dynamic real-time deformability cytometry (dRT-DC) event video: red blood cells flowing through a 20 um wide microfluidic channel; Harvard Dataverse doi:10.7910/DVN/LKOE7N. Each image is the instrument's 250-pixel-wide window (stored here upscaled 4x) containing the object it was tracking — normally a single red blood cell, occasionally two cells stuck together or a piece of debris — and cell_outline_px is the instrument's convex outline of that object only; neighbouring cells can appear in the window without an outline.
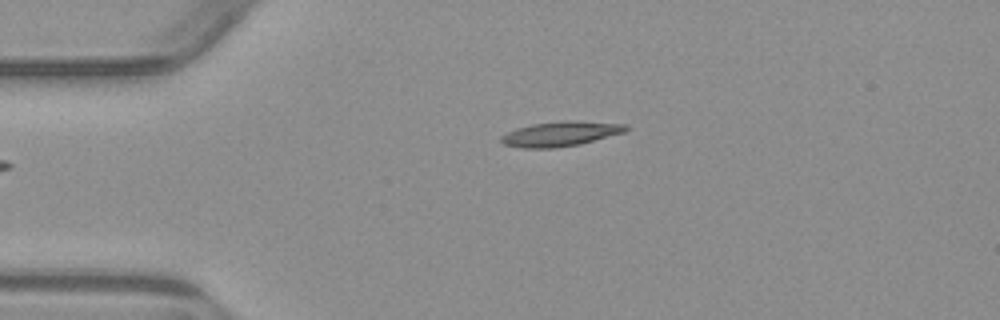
{"species": "common noctule bat (a hibernating species)", "species_latin": "Nyctalus noctula", "temperature_condition": "warm", "stored_images_in_passage": 6, "camera_frame_rate_fps": 3000, "um_per_image_px": 0.085, "animal": {"sex": "male", "body_mass_g": 23.1, "forearm_length_mm": 52.7}, "frame": {"image": 1, "passage_image": 6, "time_ms": 6.0, "image_size_px": [1000, 320], "cell_outline_px": [[628, 128], [624, 132], [580, 144], [556, 148], [520, 148], [504, 144], [500, 140], [500, 136], [516, 128], [532, 124], [564, 120], [572, 120], [628, 124]], "centroid_in_image_um": [47.63, 11.37], "position_along_channel_um": 37.4, "area_um2": 18.09}}